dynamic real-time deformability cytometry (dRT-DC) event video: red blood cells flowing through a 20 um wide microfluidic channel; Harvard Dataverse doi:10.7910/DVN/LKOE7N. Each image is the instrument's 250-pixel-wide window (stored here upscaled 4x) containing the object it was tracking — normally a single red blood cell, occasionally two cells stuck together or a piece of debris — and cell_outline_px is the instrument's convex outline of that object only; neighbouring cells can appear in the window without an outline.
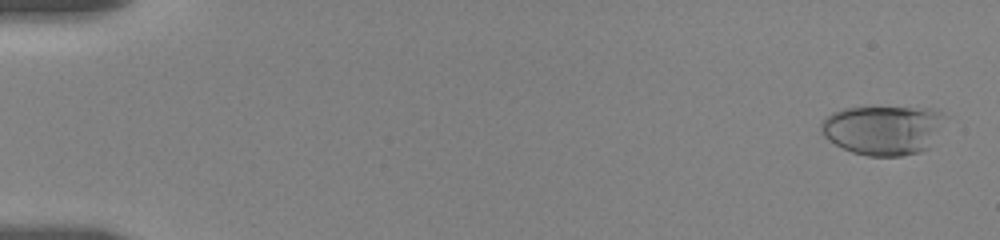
{"species": "human", "species_latin": "Homo sapiens", "temperature_condition": "room temperature", "stored_images_in_passage": 15, "camera_frame_rate_fps": 3000, "um_per_image_px": 0.085, "donor": {"sex": "female"}, "frame": {"image": 1, "passage_image": 1, "time_ms": 0.0, "image_size_px": [1000, 240], "cell_outline_px": [[948, 116], [928, 148], [920, 152], [900, 156], [868, 156], [852, 152], [836, 144], [824, 136], [820, 132], [820, 124], [832, 112], [844, 108], [936, 108], [944, 112]], "centroid_in_image_um": [75.1, 11.04], "position_along_channel_um": 9.9, "area_um2": 35.78}}
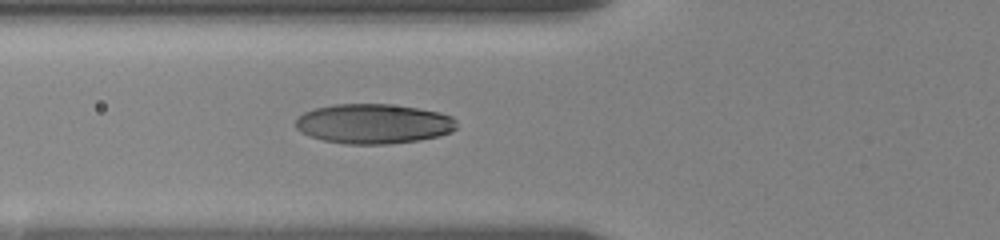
{"frame": {"image": 2, "passage_image": 11, "time_ms": 6.667, "image_size_px": [1000, 240], "cell_outline_px": [[456, 128], [452, 132], [440, 136], [420, 140], [388, 144], [348, 144], [324, 140], [300, 132], [296, 128], [296, 120], [304, 112], [312, 108], [332, 104], [388, 104], [416, 108], [440, 112], [452, 116], [456, 120]], "centroid_in_image_um": [31.77, 10.52], "position_along_channel_um": 94.0, "area_um2": 37.45}}
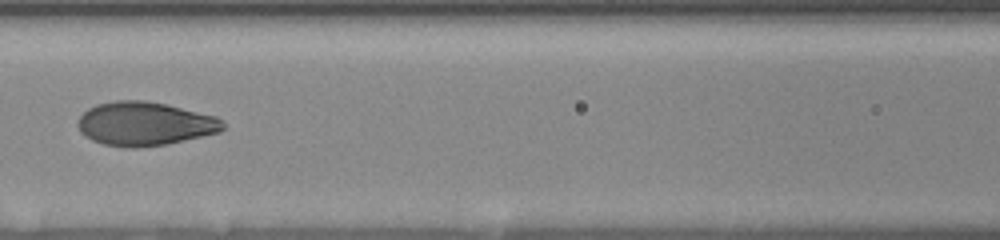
{"frame": {"image": 3, "passage_image": 14, "time_ms": 8.333, "image_size_px": [1000, 240], "cell_outline_px": [[224, 128], [220, 132], [168, 144], [136, 148], [104, 144], [92, 140], [84, 136], [80, 132], [76, 124], [80, 116], [88, 108], [96, 104], [116, 100], [144, 100], [164, 104], [216, 116], [224, 120]], "centroid_in_image_um": [12.29, 10.52], "position_along_channel_um": 154.3, "area_um2": 37.05}}